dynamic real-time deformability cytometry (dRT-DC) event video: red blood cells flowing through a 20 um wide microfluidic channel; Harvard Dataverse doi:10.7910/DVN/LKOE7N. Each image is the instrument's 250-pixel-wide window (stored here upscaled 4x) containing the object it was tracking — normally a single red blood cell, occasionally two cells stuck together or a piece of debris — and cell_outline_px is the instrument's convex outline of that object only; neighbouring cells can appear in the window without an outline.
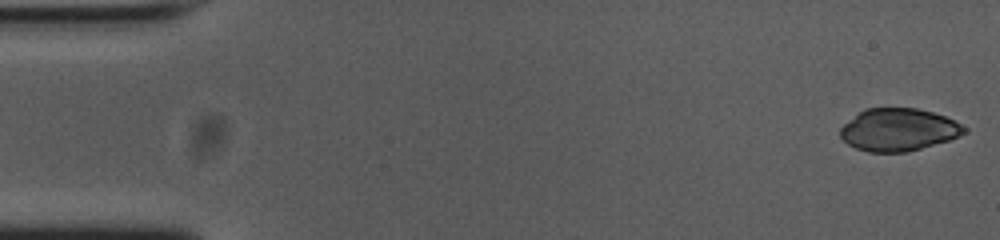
{"species": "common noctule bat (a hibernating species)", "species_latin": "Nyctalus noctula", "temperature_condition": "cold", "stored_images_in_passage": 54, "camera_frame_rate_fps": 3000, "um_per_image_px": 0.085, "animal": {"sex": "female", "body_mass_g": 23.0, "forearm_length_mm": 53.4}, "frame": {"image": 1, "passage_image": 1, "time_ms": 0.0, "image_size_px": [1000, 240], "cell_outline_px": [[968, 132], [960, 136], [948, 140], [920, 148], [904, 152], [868, 152], [856, 148], [848, 144], [840, 136], [840, 128], [844, 124], [864, 108], [916, 108], [932, 112], [944, 116], [968, 128]], "centroid_in_image_um": [76.37, 11.02], "position_along_channel_um": 8.6, "area_um2": 30.52}}
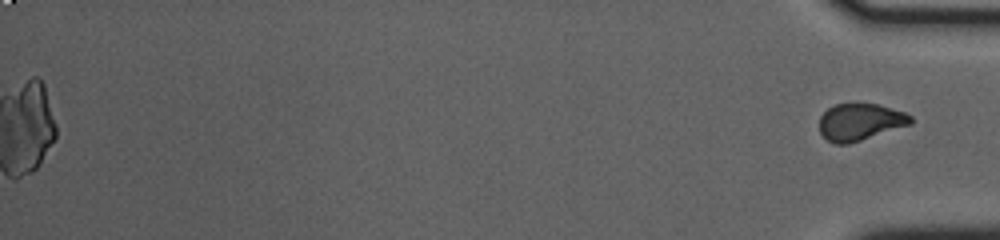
{"frame": {"image": 2, "passage_image": 54, "time_ms": 17.667, "image_size_px": [1000, 240], "cell_outline_px": [[912, 124], [848, 144], [836, 144], [828, 140], [820, 132], [820, 116], [828, 108], [836, 104], [880, 104], [904, 112], [912, 116]], "centroid_in_image_um": [73.12, 10.36], "position_along_channel_um": 362.1, "area_um2": 19.54}}